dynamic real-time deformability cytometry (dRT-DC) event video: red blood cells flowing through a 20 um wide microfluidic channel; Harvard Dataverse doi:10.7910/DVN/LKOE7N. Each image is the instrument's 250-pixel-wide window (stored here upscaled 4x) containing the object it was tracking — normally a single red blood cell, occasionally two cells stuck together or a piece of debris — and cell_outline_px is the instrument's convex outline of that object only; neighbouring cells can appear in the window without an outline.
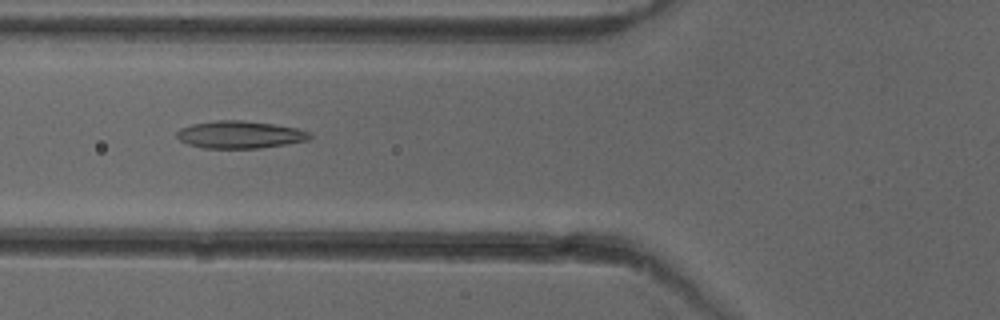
{"species": "common noctule bat (a hibernating species)", "species_latin": "Nyctalus noctula", "temperature_condition": "cold", "stored_images_in_passage": 52, "camera_frame_rate_fps": 3000, "um_per_image_px": 0.085, "animal": {"sex": "female"}, "frame": {"image": 1, "passage_image": 20, "time_ms": 6.333, "image_size_px": [1000, 320], "cell_outline_px": [[312, 136], [308, 140], [260, 148], [204, 148], [188, 144], [180, 140], [176, 136], [176, 132], [180, 128], [192, 124], [216, 120], [240, 120], [272, 124], [296, 128], [308, 132]], "centroid_in_image_um": [20.35, 11.44], "position_along_channel_um": 105.5, "area_um2": 21.04}}
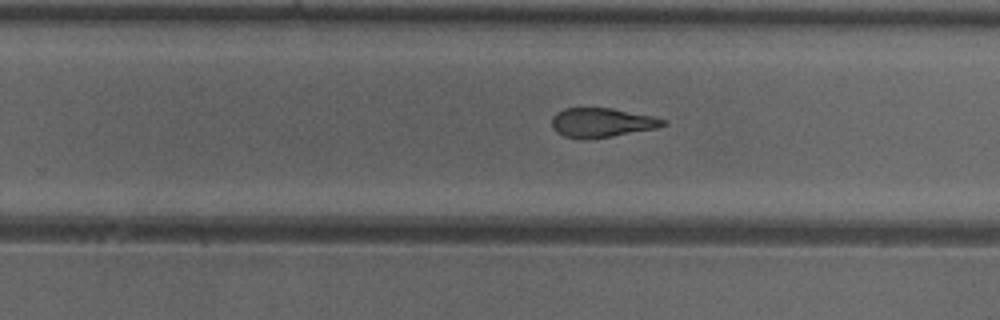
{"frame": {"image": 2, "passage_image": 33, "time_ms": 10.667, "image_size_px": [1000, 320], "cell_outline_px": [[668, 124], [656, 128], [612, 136], [584, 140], [580, 140], [564, 136], [556, 132], [552, 128], [552, 116], [556, 112], [564, 108], [612, 108], [652, 116], [668, 120]], "centroid_in_image_um": [51.13, 10.43], "position_along_channel_um": 278.7, "area_um2": 19.19}}
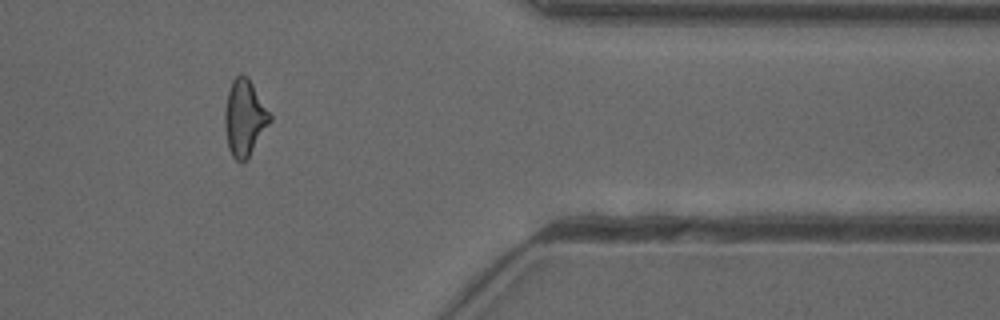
{"frame": {"image": 3, "passage_image": 43, "time_ms": 14.0, "image_size_px": [1000, 320], "cell_outline_px": [[272, 120], [248, 160], [236, 160], [232, 156], [228, 148], [224, 128], [224, 108], [228, 88], [232, 80], [240, 72], [248, 76], [272, 116]], "centroid_in_image_um": [20.78, 10.0], "position_along_channel_um": 390.6, "area_um2": 20.52}, "authors_computed_cell_mechanics": {"area_um2": 20.2589, "velocity_mm_per_s": 3.9947, "shape_relaxation_time_tau1_ms": 5.5227, "shape_relaxation_time_tau2_ms": 2.0303, "deformation_change_tau1": 0.1657, "deformation_change_tau2": 0.1122}}